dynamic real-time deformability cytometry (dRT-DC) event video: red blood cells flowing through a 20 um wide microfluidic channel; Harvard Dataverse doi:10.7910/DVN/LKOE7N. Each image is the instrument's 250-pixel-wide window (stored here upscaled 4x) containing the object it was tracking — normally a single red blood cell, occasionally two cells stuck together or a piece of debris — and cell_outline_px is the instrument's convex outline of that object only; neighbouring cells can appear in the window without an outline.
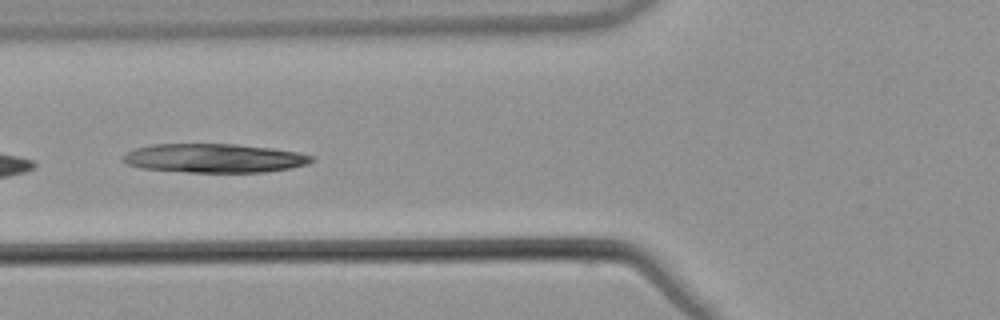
{"species": "common noctule bat (a hibernating species)", "species_latin": "Nyctalus noctula", "temperature_condition": "warm", "stored_images_in_passage": 19, "camera_frame_rate_fps": 3000, "um_per_image_px": 0.085, "animal": {"sex": "male", "body_mass_g": 21.5, "forearm_length_mm": 52.0}, "frame": {"image": 1, "passage_image": 4, "time_ms": 1.0, "image_size_px": [1000, 320], "cell_outline_px": [[316, 160], [308, 164], [292, 168], [264, 172], [188, 172], [140, 168], [128, 164], [120, 160], [120, 156], [136, 148], [152, 144], [236, 144], [272, 148], [296, 152], [312, 156]], "centroid_in_image_um": [18.2, 13.44], "position_along_channel_um": 107.6, "area_um2": 31.91}}